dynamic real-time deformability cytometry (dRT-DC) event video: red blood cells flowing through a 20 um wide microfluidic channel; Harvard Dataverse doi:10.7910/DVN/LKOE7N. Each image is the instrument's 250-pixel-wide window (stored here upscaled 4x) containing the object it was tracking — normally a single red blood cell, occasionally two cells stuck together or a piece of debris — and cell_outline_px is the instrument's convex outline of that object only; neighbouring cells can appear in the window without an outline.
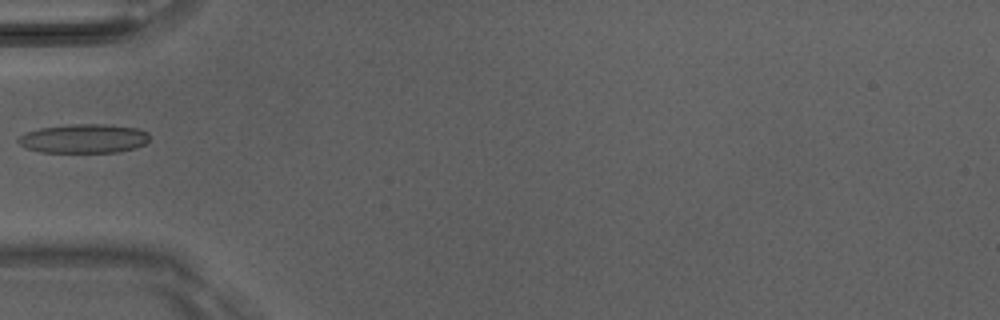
{"species": "Egyptian fruit bat (a non-hibernating species)", "species_latin": "Rousettus aegyptiacus", "temperature_condition": "room temperature", "stored_images_in_passage": 7, "camera_frame_rate_fps": 3000, "um_per_image_px": 0.085, "animal": {"sex": "male"}, "frame": {"image": 1, "passage_image": 5, "time_ms": 1.333, "image_size_px": [1000, 320], "cell_outline_px": [[148, 140], [144, 144], [136, 148], [116, 152], [40, 152], [24, 148], [16, 140], [20, 136], [28, 132], [40, 128], [72, 124], [100, 124], [136, 128], [148, 132]], "centroid_in_image_um": [7.1, 11.79], "position_along_channel_um": 77.9, "area_um2": 22.08}}